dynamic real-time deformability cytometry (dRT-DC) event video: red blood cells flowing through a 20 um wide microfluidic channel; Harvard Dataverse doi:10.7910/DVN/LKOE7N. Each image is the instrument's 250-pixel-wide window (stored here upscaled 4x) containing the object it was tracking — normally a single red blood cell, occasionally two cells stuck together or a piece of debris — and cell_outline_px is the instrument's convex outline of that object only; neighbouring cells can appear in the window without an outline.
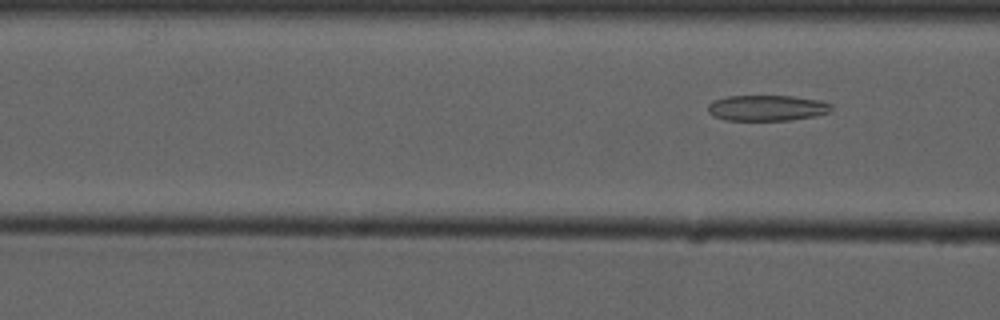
{"species": "common noctule bat (a hibernating species)", "species_latin": "Nyctalus noctula", "temperature_condition": "cold", "stored_images_in_passage": 7, "camera_frame_rate_fps": 3000, "um_per_image_px": 0.085, "animal": {"sex": "male", "forearm_length_mm": 52.5}, "frame": {"image": 1, "passage_image": 7, "time_ms": 8.333, "image_size_px": [1000, 320], "cell_outline_px": [[832, 112], [816, 116], [792, 120], [724, 120], [708, 112], [708, 104], [712, 100], [728, 96], [792, 96], [820, 100], [832, 104]], "centroid_in_image_um": [65.23, 9.17], "position_along_channel_um": 101.4, "area_um2": 18.67}}